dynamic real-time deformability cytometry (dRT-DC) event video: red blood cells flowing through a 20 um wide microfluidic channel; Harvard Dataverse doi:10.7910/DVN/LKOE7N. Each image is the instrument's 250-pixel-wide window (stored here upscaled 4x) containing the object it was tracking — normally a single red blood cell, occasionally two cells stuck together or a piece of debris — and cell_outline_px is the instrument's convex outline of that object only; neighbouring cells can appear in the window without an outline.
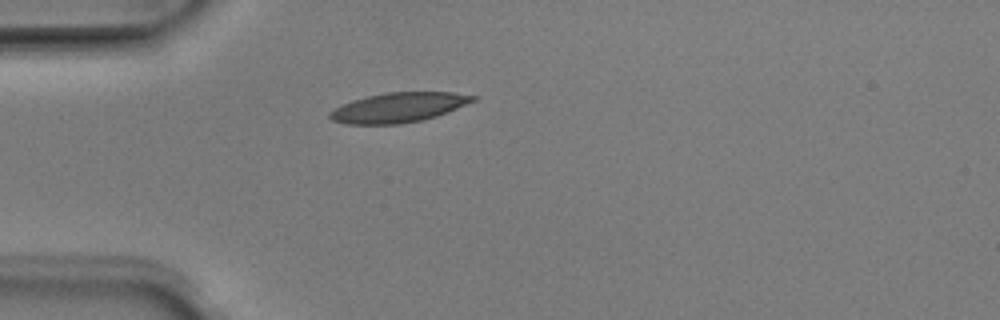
{"species": "Egyptian fruit bat (a non-hibernating species)", "species_latin": "Rousettus aegyptiacus", "temperature_condition": "room temperature", "stored_images_in_passage": 34, "camera_frame_rate_fps": 3000, "um_per_image_px": 0.085, "animal": {"sex": "male"}, "frame": {"image": 1, "passage_image": 1, "time_ms": 0.0, "image_size_px": [1000, 320], "cell_outline_px": [[476, 100], [448, 112], [424, 120], [400, 124], [344, 124], [332, 120], [328, 116], [328, 112], [340, 104], [352, 100], [368, 96], [388, 92], [452, 92], [476, 96]], "centroid_in_image_um": [33.84, 9.14], "position_along_channel_um": 51.2, "area_um2": 24.91}}
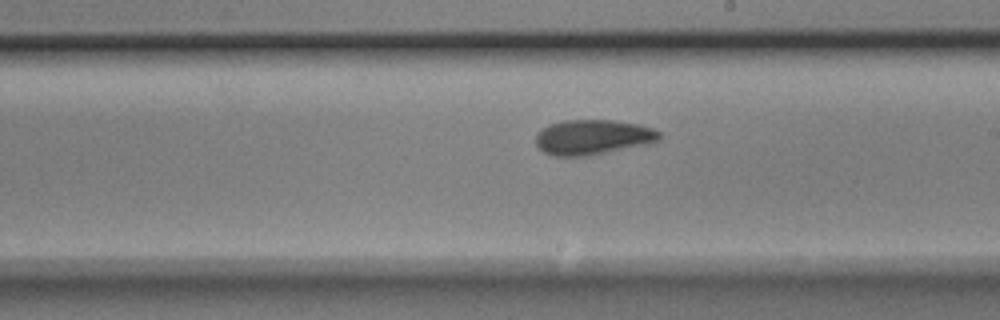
{"frame": {"image": 2, "passage_image": 16, "time_ms": 5.0, "image_size_px": [1000, 320], "cell_outline_px": [[660, 140], [652, 144], [588, 156], [552, 156], [544, 152], [536, 144], [536, 132], [548, 124], [564, 120], [612, 120], [640, 124], [652, 128], [660, 132]], "centroid_in_image_um": [50.41, 11.66], "position_along_channel_um": 238.6, "area_um2": 25.66}}
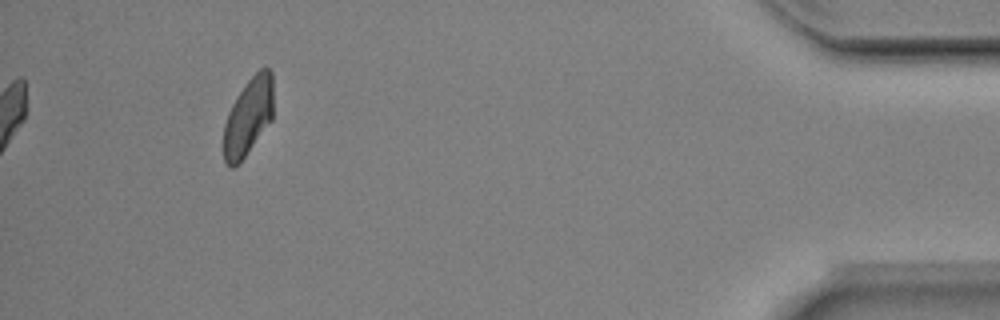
{"frame": {"image": 3, "passage_image": 34, "time_ms": 11.0, "image_size_px": [1000, 320], "cell_outline_px": [[272, 120], [244, 156], [232, 168], [224, 160], [224, 124], [228, 112], [236, 96], [248, 80], [264, 64], [272, 72]], "centroid_in_image_um": [21.11, 9.86], "position_along_channel_um": 414.1, "area_um2": 22.14}, "authors_computed_cell_mechanics": {"area_um2": 24.4205, "velocity_mm_per_s": 3.9823, "shape_relaxation_time_tau1_ms": 4.4365, "shape_relaxation_time_tau2_ms": 2.652, "deformation_change_tau1": 0.1475, "deformation_change_tau2": 0.0808}}